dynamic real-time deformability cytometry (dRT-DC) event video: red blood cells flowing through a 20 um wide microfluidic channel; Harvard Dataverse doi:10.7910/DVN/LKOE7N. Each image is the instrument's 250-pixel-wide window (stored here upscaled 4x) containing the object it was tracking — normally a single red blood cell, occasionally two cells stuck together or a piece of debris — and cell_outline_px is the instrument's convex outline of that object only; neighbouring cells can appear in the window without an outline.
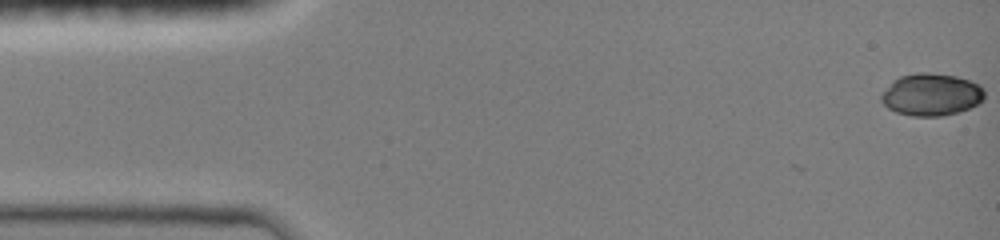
{"species": "common noctule bat (a hibernating species)", "species_latin": "Nyctalus noctula", "temperature_condition": "room temperature", "stored_images_in_passage": 9, "camera_frame_rate_fps": 3000, "um_per_image_px": 0.085, "animal": {"sex": "female", "body_mass_g": 19.0, "forearm_length_mm": 51.5}, "frame": {"image": 1, "passage_image": 1, "time_ms": 0.0, "image_size_px": [1000, 240], "cell_outline_px": [[984, 100], [968, 108], [956, 112], [940, 116], [912, 116], [896, 112], [888, 108], [880, 100], [880, 96], [892, 80], [900, 76], [916, 72], [924, 72], [956, 76], [968, 80], [984, 88]], "centroid_in_image_um": [79.13, 8.03], "position_along_channel_um": 5.9, "area_um2": 25.32}}
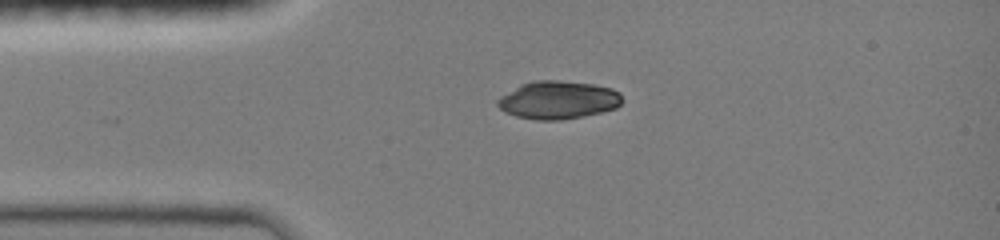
{"frame": {"image": 2, "passage_image": 6, "time_ms": 3.333, "image_size_px": [1000, 240], "cell_outline_px": [[624, 100], [616, 108], [600, 112], [560, 120], [536, 120], [516, 116], [504, 112], [496, 104], [496, 100], [500, 96], [520, 84], [536, 80], [556, 80], [592, 84], [612, 88], [620, 92]], "centroid_in_image_um": [47.42, 8.49], "position_along_channel_um": 37.6, "area_um2": 27.63}}
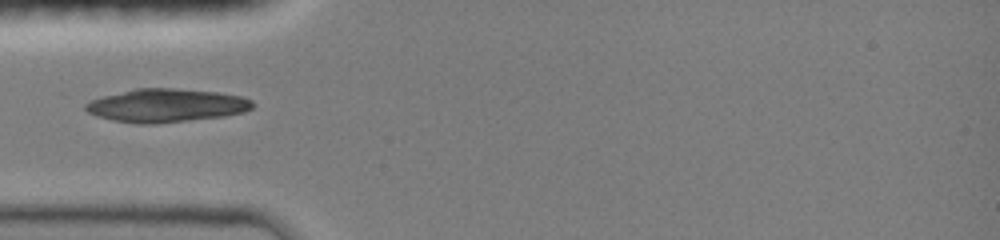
{"frame": {"image": 3, "passage_image": 8, "time_ms": 4.667, "image_size_px": [1000, 240], "cell_outline_px": [[252, 108], [244, 112], [224, 116], [152, 124], [140, 124], [112, 120], [96, 116], [88, 112], [84, 108], [84, 104], [92, 100], [104, 96], [136, 88], [172, 88], [216, 92], [240, 96], [252, 100]], "centroid_in_image_um": [14.11, 8.97], "position_along_channel_um": 70.9, "area_um2": 32.14}}